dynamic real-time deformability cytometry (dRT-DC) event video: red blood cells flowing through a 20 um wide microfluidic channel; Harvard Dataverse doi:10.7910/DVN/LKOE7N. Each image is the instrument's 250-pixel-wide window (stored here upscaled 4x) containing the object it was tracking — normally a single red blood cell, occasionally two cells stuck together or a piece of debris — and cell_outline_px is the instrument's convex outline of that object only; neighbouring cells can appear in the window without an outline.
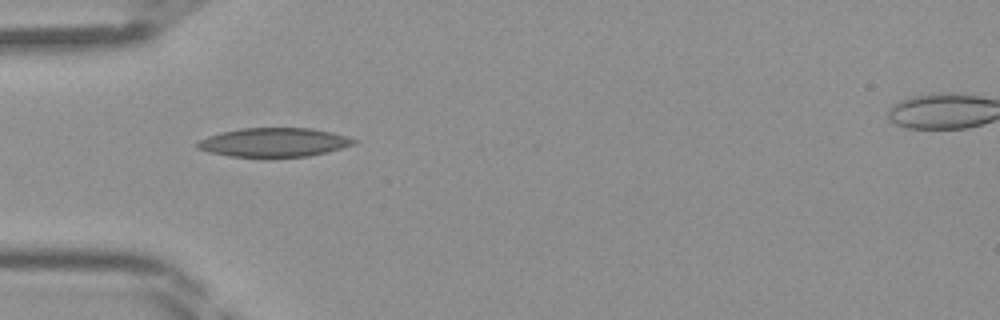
{"species": "Egyptian fruit bat (a non-hibernating species)", "species_latin": "Rousettus aegyptiacus", "temperature_condition": "room temperature", "stored_images_in_passage": 26, "camera_frame_rate_fps": 3000, "um_per_image_px": 0.085, "frame": {"image": 1, "passage_image": 1, "time_ms": 0.0, "image_size_px": [1000, 320], "cell_outline_px": [[356, 140], [352, 144], [340, 148], [308, 156], [228, 156], [196, 148], [196, 144], [200, 140], [208, 136], [240, 128], [312, 128], [332, 132], [348, 136]], "centroid_in_image_um": [23.28, 12.08], "position_along_channel_um": 61.7, "area_um2": 25.78}}
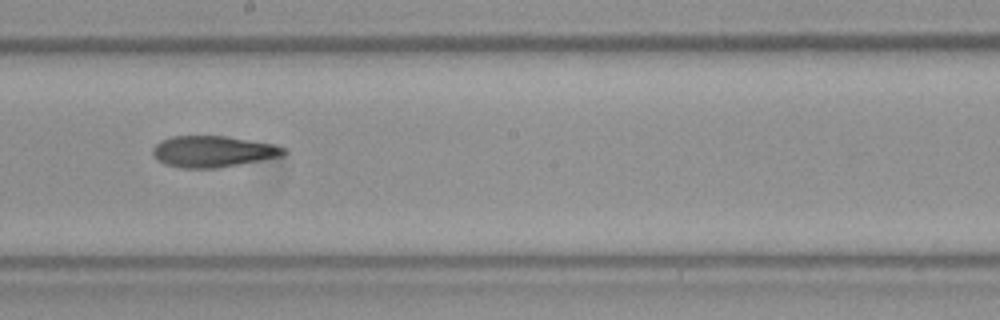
{"frame": {"image": 2, "passage_image": 12, "time_ms": 3.667, "image_size_px": [1000, 320], "cell_outline_px": [[288, 152], [284, 156], [216, 168], [180, 168], [164, 164], [156, 160], [152, 152], [152, 148], [160, 140], [172, 136], [228, 136], [272, 144], [288, 148]], "centroid_in_image_um": [18.1, 12.88], "position_along_channel_um": 230.1, "area_um2": 24.1}}
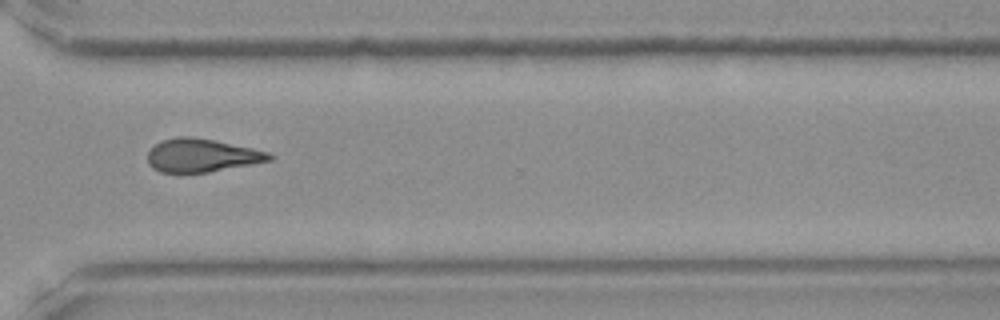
{"frame": {"image": 3, "passage_image": 20, "time_ms": 6.333, "image_size_px": [1000, 320], "cell_outline_px": [[276, 156], [272, 160], [252, 164], [208, 172], [160, 172], [152, 168], [148, 164], [148, 152], [156, 144], [164, 140], [180, 136], [192, 136], [252, 148], [268, 152]], "centroid_in_image_um": [17.16, 13.21], "position_along_channel_um": 353.4, "area_um2": 23.35}}